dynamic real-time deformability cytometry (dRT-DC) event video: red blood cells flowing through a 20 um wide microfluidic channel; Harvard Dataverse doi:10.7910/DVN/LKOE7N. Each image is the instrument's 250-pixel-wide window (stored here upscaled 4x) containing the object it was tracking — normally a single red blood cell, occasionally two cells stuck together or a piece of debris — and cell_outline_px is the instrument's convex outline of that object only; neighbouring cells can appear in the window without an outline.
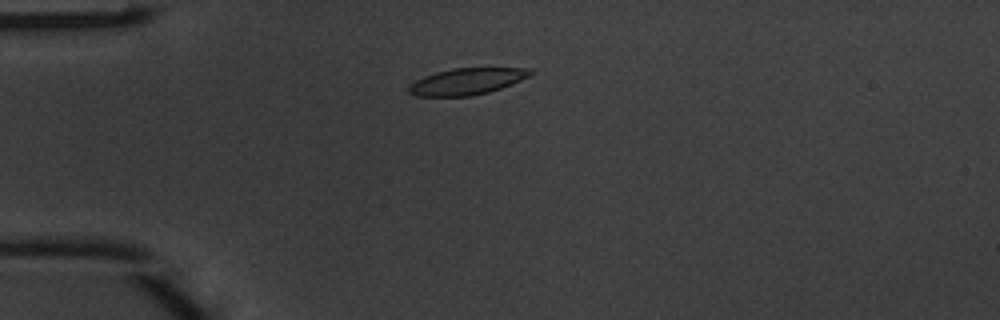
{"species": "common noctule bat (a hibernating species)", "species_latin": "Nyctalus noctula", "temperature_condition": "warm", "stored_images_in_passage": 4, "camera_frame_rate_fps": 3000, "um_per_image_px": 0.085, "animal": {"sex": "male", "body_mass_g": 20.1, "forearm_length_mm": 53.5}, "frame": {"image": 1, "passage_image": 3, "time_ms": 0.667, "image_size_px": [1000, 320], "cell_outline_px": [[536, 72], [512, 84], [488, 92], [468, 96], [420, 96], [408, 92], [408, 88], [416, 80], [424, 76], [436, 72], [452, 68], [532, 68]], "centroid_in_image_um": [39.71, 6.91], "position_along_channel_um": 45.3, "area_um2": 18.61}}